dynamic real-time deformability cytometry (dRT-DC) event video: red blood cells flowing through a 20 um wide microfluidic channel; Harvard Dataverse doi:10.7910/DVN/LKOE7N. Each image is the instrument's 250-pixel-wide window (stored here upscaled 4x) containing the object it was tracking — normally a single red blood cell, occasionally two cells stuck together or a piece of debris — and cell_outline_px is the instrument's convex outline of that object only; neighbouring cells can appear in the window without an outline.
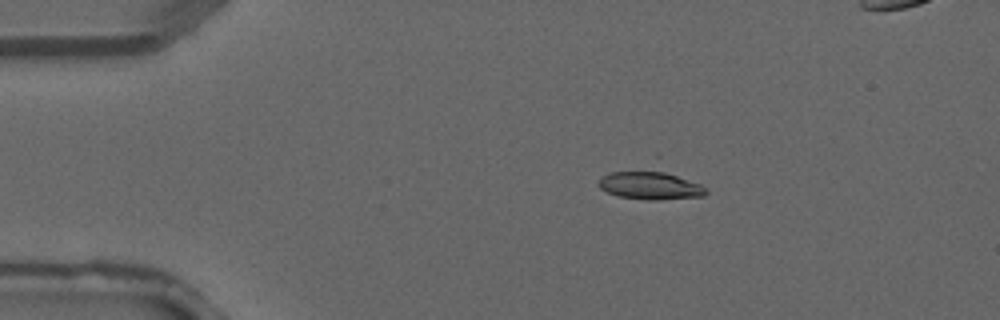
{"species": "common noctule bat (a hibernating species)", "species_latin": "Nyctalus noctula", "temperature_condition": "warm", "stored_images_in_passage": 5, "camera_frame_rate_fps": 3000, "um_per_image_px": 0.085, "animal": {"sex": "male", "forearm_length_mm": 52.5}, "frame": {"image": 1, "passage_image": 3, "time_ms": 0.667, "image_size_px": [1000, 320], "cell_outline_px": [[708, 192], [704, 196], [656, 200], [648, 200], [620, 196], [608, 192], [600, 188], [596, 184], [608, 172], [656, 152], [708, 188]], "centroid_in_image_um": [55.4, 15.35], "position_along_channel_um": 29.6, "area_um2": 23.58}}